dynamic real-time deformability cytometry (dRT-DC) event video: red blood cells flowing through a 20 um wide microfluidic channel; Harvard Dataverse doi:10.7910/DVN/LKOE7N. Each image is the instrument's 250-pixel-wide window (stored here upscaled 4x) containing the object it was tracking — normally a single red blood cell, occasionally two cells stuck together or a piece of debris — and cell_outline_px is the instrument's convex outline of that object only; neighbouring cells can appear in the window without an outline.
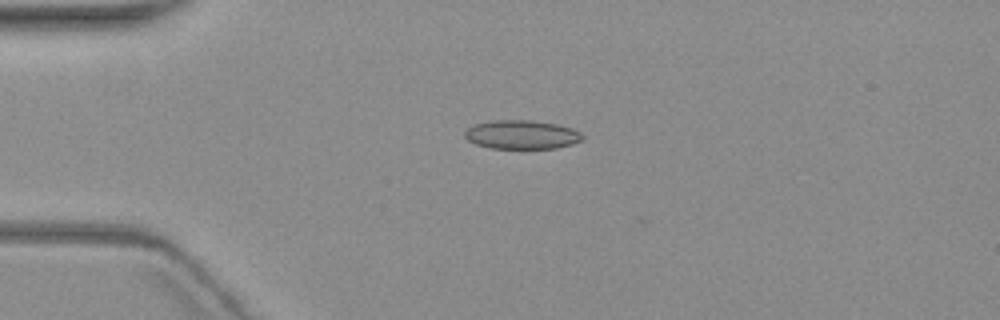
{"species": "common noctule bat (a hibernating species)", "species_latin": "Nyctalus noctula", "temperature_condition": "warm", "stored_images_in_passage": 3, "camera_frame_rate_fps": 3000, "um_per_image_px": 0.085, "animal": {"sex": "female", "body_mass_g": 19.3, "forearm_length_mm": 54.1}, "frame": {"image": 1, "passage_image": 2, "time_ms": 1.333, "image_size_px": [1000, 320], "cell_outline_px": [[584, 140], [572, 144], [556, 148], [488, 148], [476, 144], [468, 140], [464, 136], [464, 132], [472, 124], [492, 120], [528, 120], [556, 124], [572, 128], [580, 132], [584, 136]], "centroid_in_image_um": [44.34, 11.44], "position_along_channel_um": 40.7, "area_um2": 19.88}}